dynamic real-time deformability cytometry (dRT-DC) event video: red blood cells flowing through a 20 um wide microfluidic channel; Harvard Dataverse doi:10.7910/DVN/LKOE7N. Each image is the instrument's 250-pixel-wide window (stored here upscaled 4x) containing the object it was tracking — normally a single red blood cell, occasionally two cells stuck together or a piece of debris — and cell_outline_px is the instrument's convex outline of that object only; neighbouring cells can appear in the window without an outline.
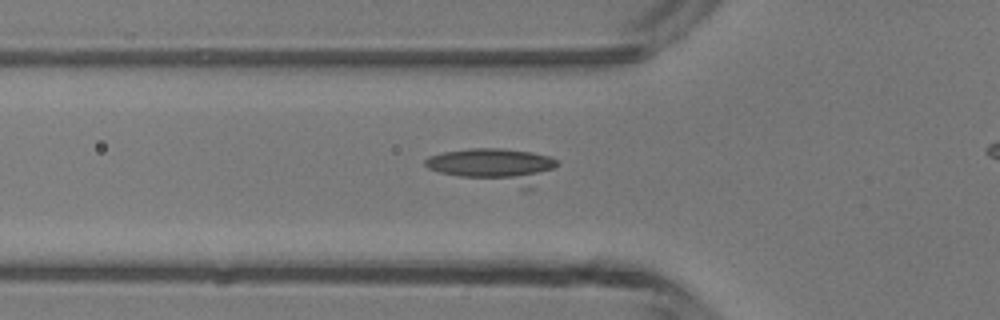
{"species": "common noctule bat (a hibernating species)", "species_latin": "Nyctalus noctula", "temperature_condition": "room temperature", "stored_images_in_passage": 37, "camera_frame_rate_fps": 3000, "um_per_image_px": 0.085, "animal": {"sex": "male", "body_mass_g": 13.3}, "frame": {"image": 1, "passage_image": 4, "time_ms": 1.0, "image_size_px": [1000, 320], "cell_outline_px": [[560, 164], [528, 192], [440, 172], [428, 168], [424, 164], [424, 160], [428, 156], [444, 152], [468, 148], [504, 148], [532, 152], [548, 156], [556, 160]], "centroid_in_image_um": [42.08, 14.13], "position_along_channel_um": 83.7, "area_um2": 27.57}}
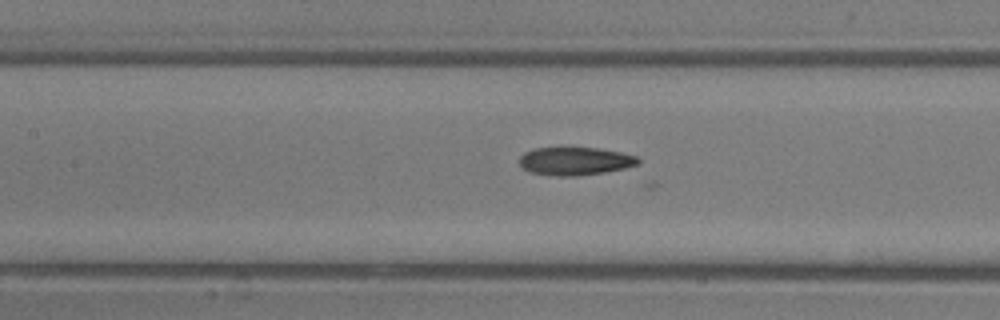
{"frame": {"image": 2, "passage_image": 9, "time_ms": 2.667, "image_size_px": [1000, 320], "cell_outline_px": [[640, 164], [624, 168], [604, 172], [576, 176], [556, 176], [528, 172], [520, 164], [520, 156], [524, 152], [536, 148], [596, 148], [620, 152], [636, 156], [640, 160]], "centroid_in_image_um": [48.88, 13.7], "position_along_channel_um": 158.5, "area_um2": 19.31}}
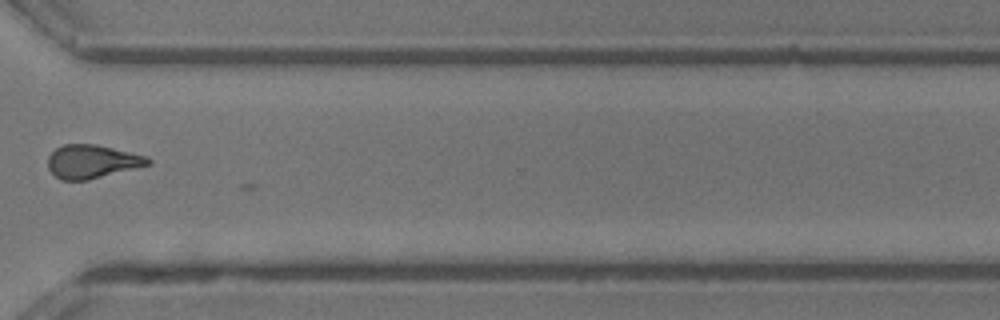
{"frame": {"image": 3, "passage_image": 23, "time_ms": 7.333, "image_size_px": [1000, 320], "cell_outline_px": [[152, 164], [88, 180], [60, 180], [48, 168], [48, 156], [56, 148], [64, 144], [96, 144], [148, 156], [152, 160]], "centroid_in_image_um": [7.85, 13.73], "position_along_channel_um": 362.8, "area_um2": 19.59}}